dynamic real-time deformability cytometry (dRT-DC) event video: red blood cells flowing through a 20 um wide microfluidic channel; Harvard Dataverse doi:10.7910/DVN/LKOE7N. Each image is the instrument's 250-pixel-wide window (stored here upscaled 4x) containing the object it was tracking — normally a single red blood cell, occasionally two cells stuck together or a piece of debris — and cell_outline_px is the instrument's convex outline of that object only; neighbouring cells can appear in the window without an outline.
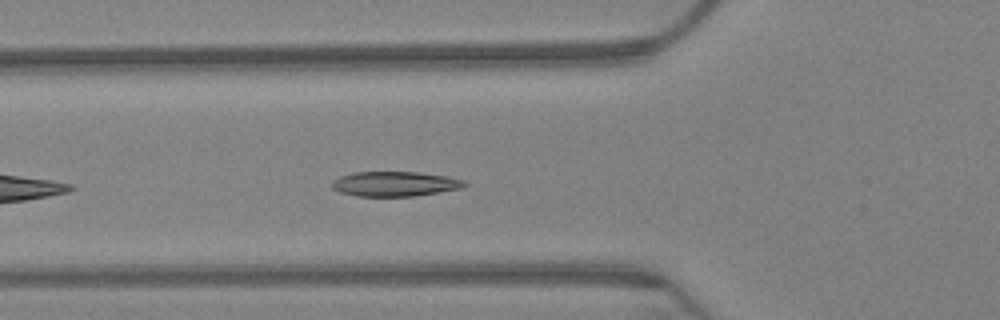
{"species": "Egyptian fruit bat (a non-hibernating species)", "species_latin": "Rousettus aegyptiacus", "temperature_condition": "warm", "stored_images_in_passage": 11, "camera_frame_rate_fps": 3000, "um_per_image_px": 0.085, "animal": {"sex": "female"}, "frame": {"image": 1, "passage_image": 7, "time_ms": 2.0, "image_size_px": [1000, 320], "cell_outline_px": [[468, 184], [460, 188], [412, 196], [356, 196], [340, 192], [332, 188], [332, 180], [340, 176], [352, 172], [420, 172], [448, 176], [464, 180]], "centroid_in_image_um": [33.53, 15.62], "position_along_channel_um": 92.3, "area_um2": 19.13}}
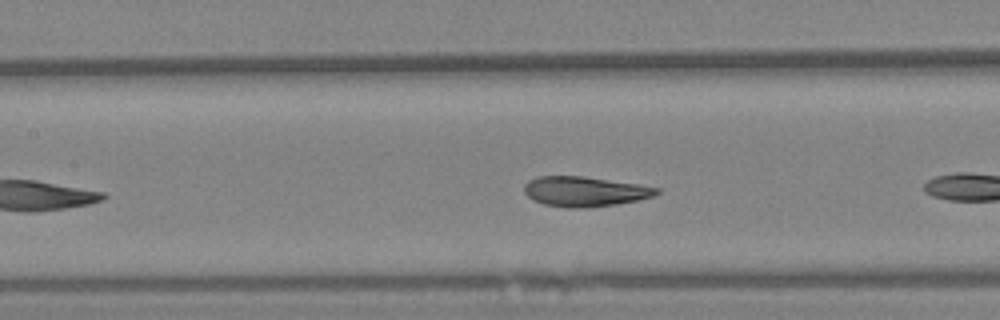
{"frame": {"image": 2, "passage_image": 10, "time_ms": 3.0, "image_size_px": [1000, 320], "cell_outline_px": [[660, 192], [652, 196], [636, 200], [616, 204], [588, 208], [568, 208], [544, 204], [532, 200], [524, 192], [524, 184], [528, 180], [536, 176], [584, 176], [640, 184], [660, 188]], "centroid_in_image_um": [49.68, 16.27], "position_along_channel_um": 157.7, "area_um2": 23.29}}